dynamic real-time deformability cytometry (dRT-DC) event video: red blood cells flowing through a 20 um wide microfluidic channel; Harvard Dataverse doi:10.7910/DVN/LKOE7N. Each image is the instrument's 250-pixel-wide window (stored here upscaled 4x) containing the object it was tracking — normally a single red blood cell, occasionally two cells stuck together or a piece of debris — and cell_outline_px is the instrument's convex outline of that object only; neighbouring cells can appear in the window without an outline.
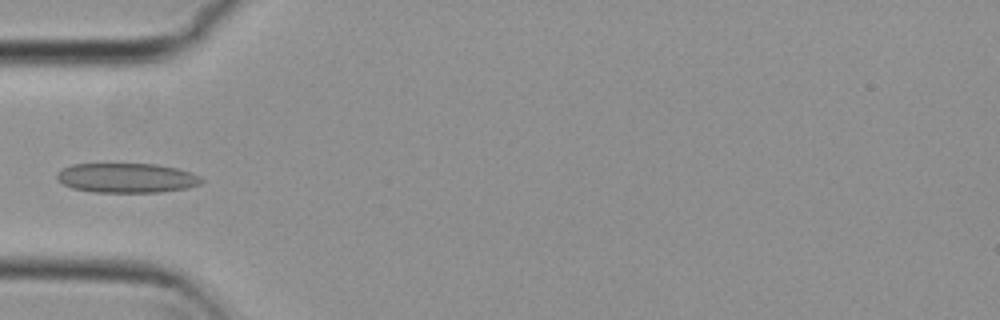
{"species": "common noctule bat (a hibernating species)", "species_latin": "Nyctalus noctula", "temperature_condition": "cold", "stored_images_in_passage": 5, "camera_frame_rate_fps": 3000, "um_per_image_px": 0.085, "animal": {"sex": "female", "body_mass_g": 29.2, "forearm_length_mm": 56.3}, "frame": {"image": 1, "passage_image": 4, "time_ms": 1.0, "image_size_px": [1000, 320], "cell_outline_px": [[204, 180], [200, 184], [188, 188], [160, 192], [92, 192], [72, 188], [56, 180], [56, 172], [72, 164], [156, 164], [176, 168], [192, 172], [200, 176]], "centroid_in_image_um": [10.77, 15.12], "position_along_channel_um": 74.2, "area_um2": 25.09}}
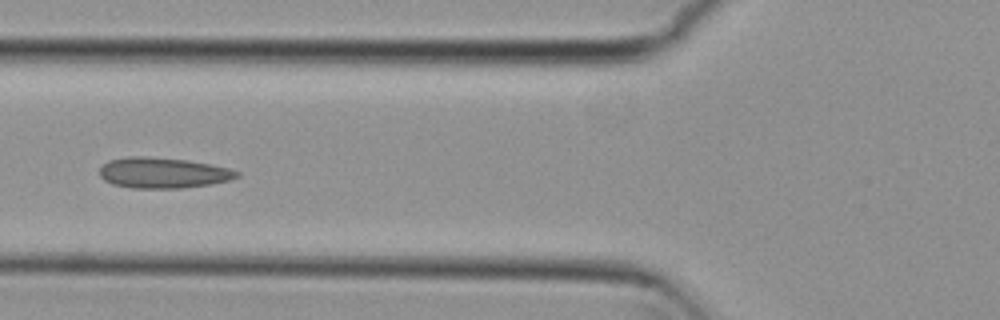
{"frame": {"image": 2, "passage_image": 5, "time_ms": 1.333, "image_size_px": [1000, 320], "cell_outline_px": [[240, 176], [228, 180], [212, 184], [184, 188], [132, 188], [112, 184], [104, 180], [100, 176], [100, 168], [108, 160], [128, 156], [144, 156], [188, 160], [228, 168], [240, 172]], "centroid_in_image_um": [13.84, 14.69], "position_along_channel_um": 112.0, "area_um2": 24.57}}